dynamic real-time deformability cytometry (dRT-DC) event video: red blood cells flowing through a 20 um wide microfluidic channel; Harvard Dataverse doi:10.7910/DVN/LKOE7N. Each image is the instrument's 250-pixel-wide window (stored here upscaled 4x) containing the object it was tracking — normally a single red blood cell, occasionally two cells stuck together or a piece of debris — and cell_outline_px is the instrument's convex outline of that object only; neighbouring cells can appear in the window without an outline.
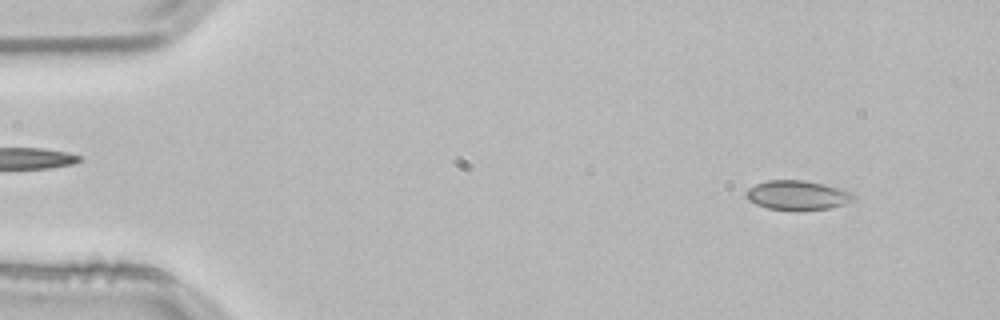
{"species": "common noctule bat (a hibernating species)", "species_latin": "Nyctalus noctula", "temperature_condition": "room temperature", "stored_images_in_passage": 53, "camera_frame_rate_fps": 3000, "um_per_image_px": 0.085, "animal": {"sex": "male", "body_mass_g": 21.5, "forearm_length_mm": 52.0}, "frame": {"image": 1, "passage_image": 5, "time_ms": 1.333, "image_size_px": [1000, 320], "cell_outline_px": [[856, 200], [828, 208], [800, 212], [796, 212], [768, 208], [756, 204], [748, 200], [744, 196], [744, 192], [748, 188], [756, 184], [768, 180], [804, 180], [852, 192], [856, 196]], "centroid_in_image_um": [67.74, 16.62], "position_along_channel_um": 17.3, "area_um2": 18.67}}
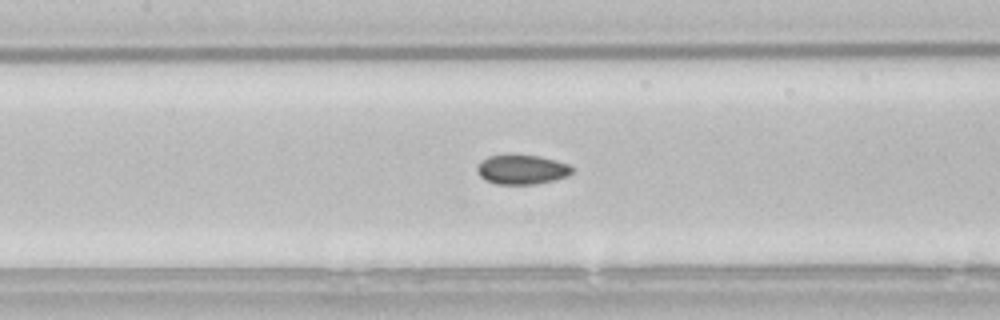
{"frame": {"image": 2, "passage_image": 24, "time_ms": 7.667, "image_size_px": [1000, 320], "cell_outline_px": [[576, 172], [568, 176], [536, 184], [496, 184], [484, 180], [476, 172], [476, 168], [480, 160], [488, 156], [508, 152], [536, 156], [556, 160], [568, 164], [576, 168]], "centroid_in_image_um": [44.34, 14.38], "position_along_channel_um": 163.1, "area_um2": 17.05}}
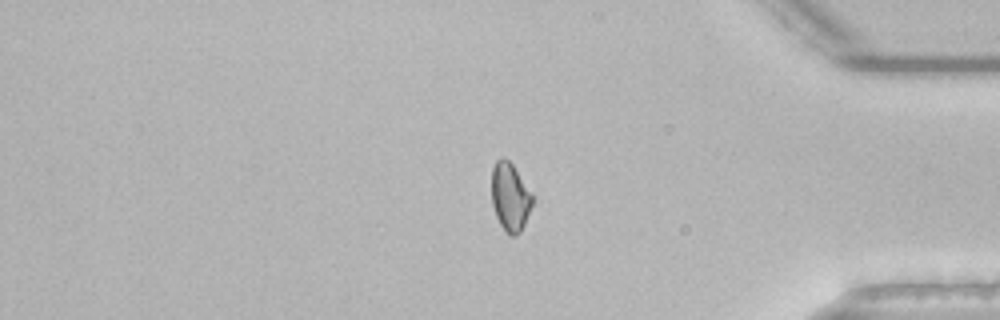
{"frame": {"image": 3, "passage_image": 44, "time_ms": 14.333, "image_size_px": [1000, 320], "cell_outline_px": [[532, 204], [524, 224], [520, 232], [516, 236], [508, 236], [504, 232], [496, 216], [492, 204], [492, 168], [496, 160], [500, 156], [504, 156], [512, 164], [532, 192]], "centroid_in_image_um": [43.34, 16.74], "position_along_channel_um": 391.9, "area_um2": 16.36}, "authors_computed_cell_mechanics": {"area_um2": 16.7042, "velocity_mm_per_s": 3.8205, "shape_relaxation_time_tau1_ms": null, "shape_relaxation_time_tau2_ms": 2.9012, "deformation_change_tau1": null, "deformation_change_tau2": 0.0687}}